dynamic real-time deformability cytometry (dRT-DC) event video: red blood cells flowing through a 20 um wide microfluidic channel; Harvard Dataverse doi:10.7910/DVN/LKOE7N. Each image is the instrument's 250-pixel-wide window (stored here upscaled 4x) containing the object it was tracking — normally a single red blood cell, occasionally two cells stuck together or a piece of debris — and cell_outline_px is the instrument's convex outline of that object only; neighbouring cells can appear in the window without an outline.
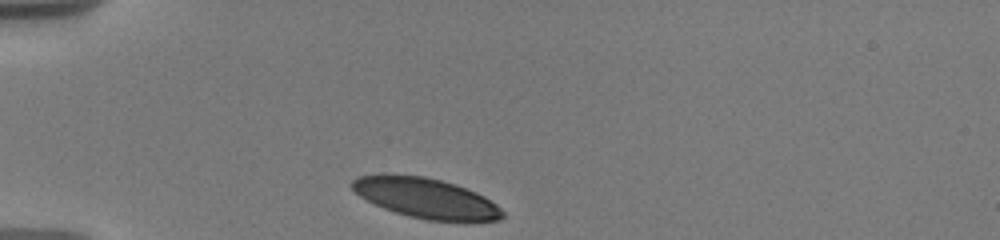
{"species": "human", "species_latin": "Homo sapiens", "temperature_condition": "warm", "stored_images_in_passage": 26, "camera_frame_rate_fps": 3000, "um_per_image_px": 0.085, "donor": {"sex": "male"}, "frame": {"image": 1, "passage_image": 1, "time_ms": 0.0, "image_size_px": [1000, 240], "cell_outline_px": [[504, 216], [500, 220], [428, 220], [408, 216], [384, 208], [360, 196], [352, 188], [352, 180], [356, 176], [380, 172], [384, 172], [424, 176], [456, 184], [476, 192], [484, 196], [496, 204], [504, 212]], "centroid_in_image_um": [36.15, 16.79], "position_along_channel_um": 48.9, "area_um2": 35.2}}
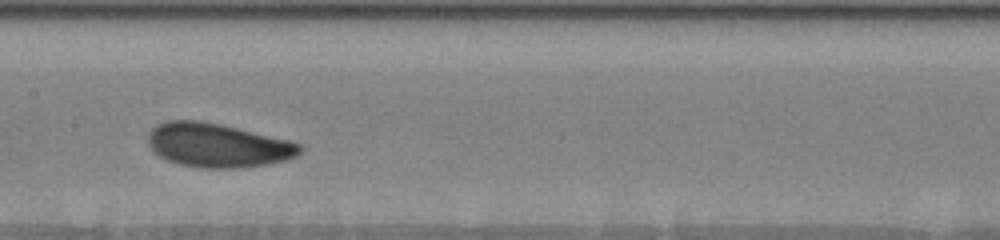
{"frame": {"image": 2, "passage_image": 14, "time_ms": 4.667, "image_size_px": [1000, 240], "cell_outline_px": [[304, 148], [296, 156], [288, 160], [268, 164], [240, 168], [204, 168], [180, 164], [168, 160], [160, 156], [148, 144], [148, 132], [156, 124], [168, 120], [200, 120], [220, 124], [288, 140], [300, 144]], "centroid_in_image_um": [18.5, 12.35], "position_along_channel_um": 188.9, "area_um2": 38.84}}
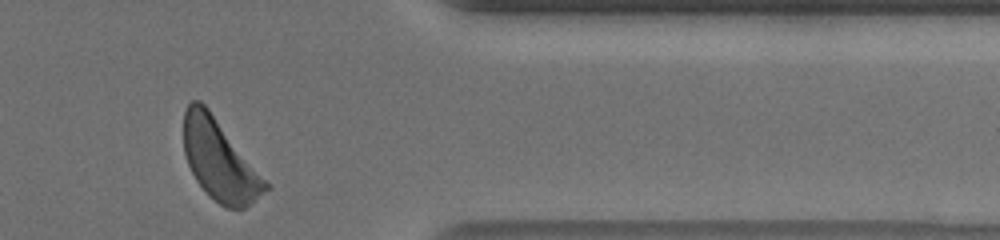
{"frame": {"image": 3, "passage_image": 26, "time_ms": 10.667, "image_size_px": [1000, 240], "cell_outline_px": [[272, 184], [268, 188], [244, 208], [228, 208], [220, 204], [196, 180], [188, 164], [184, 152], [184, 112], [188, 104], [192, 100], [200, 100], [208, 108]], "centroid_in_image_um": [18.7, 13.58], "position_along_channel_um": 392.7, "area_um2": 38.09}, "authors_computed_cell_mechanics": {"area_um2": 38.0324, "velocity_mm_per_s": 3.5974, "shape_relaxation_time_tau1_ms": 1.9359, "shape_relaxation_time_tau2_ms": 8.859, "deformation_change_tau1": 0.0997, "deformation_change_tau2": 0.1852}}